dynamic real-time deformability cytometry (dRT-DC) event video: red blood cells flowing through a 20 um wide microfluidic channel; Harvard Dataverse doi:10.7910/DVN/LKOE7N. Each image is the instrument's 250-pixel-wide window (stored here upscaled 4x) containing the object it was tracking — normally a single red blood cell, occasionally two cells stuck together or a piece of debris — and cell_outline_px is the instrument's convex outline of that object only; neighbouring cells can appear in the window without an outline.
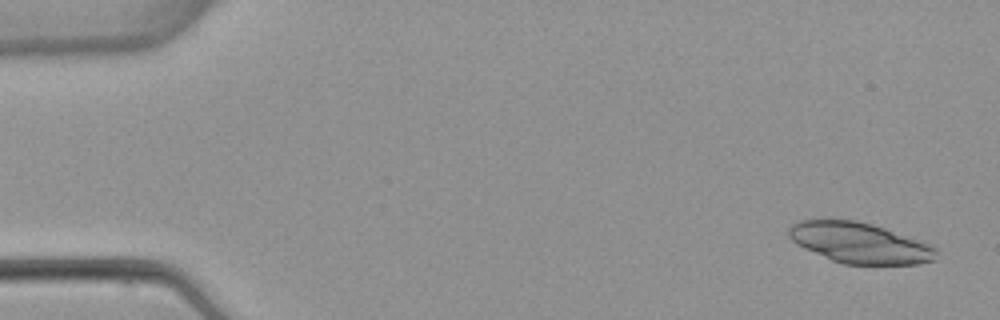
{"species": "common noctule bat (a hibernating species)", "species_latin": "Nyctalus noctula", "temperature_condition": "warm", "stored_images_in_passage": 7, "camera_frame_rate_fps": 3000, "um_per_image_px": 0.085, "animal": {"sex": "female", "body_mass_g": 22.7, "forearm_length_mm": 54.2}, "frame": {"image": 1, "passage_image": 1, "time_ms": 0.0, "image_size_px": [1000, 320], "cell_outline_px": [[940, 252], [936, 260], [920, 264], [844, 264], [832, 260], [804, 248], [796, 244], [788, 236], [788, 228], [792, 224], [800, 220], [856, 220], [872, 224], [884, 228], [928, 244], [936, 248]], "centroid_in_image_um": [73.08, 20.66], "position_along_channel_um": 11.9, "area_um2": 34.74}}
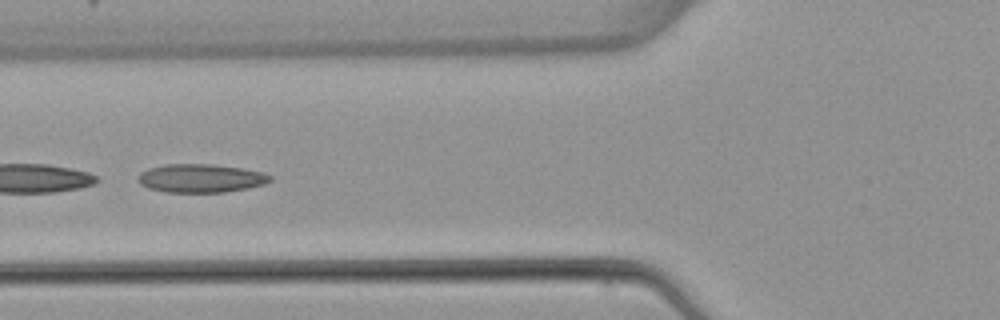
{"frame": {"image": 2, "passage_image": 6, "time_ms": 6.0, "image_size_px": [1000, 320], "cell_outline_px": [[272, 180], [264, 184], [248, 188], [224, 192], [164, 192], [148, 188], [140, 184], [136, 180], [136, 176], [140, 172], [148, 168], [164, 164], [212, 164], [244, 168], [264, 172], [272, 176]], "centroid_in_image_um": [17.04, 15.14], "position_along_channel_um": 108.8, "area_um2": 22.25}}
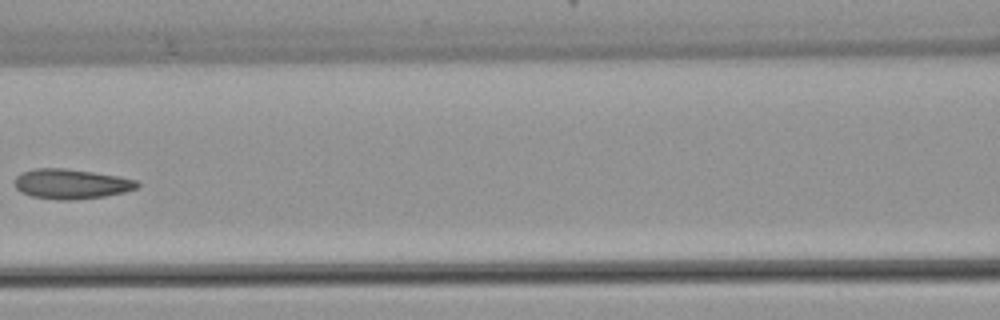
{"frame": {"image": 3, "passage_image": 7, "time_ms": 7.333, "image_size_px": [1000, 320], "cell_outline_px": [[140, 188], [124, 192], [104, 196], [72, 200], [56, 200], [32, 196], [20, 192], [16, 188], [16, 176], [20, 172], [36, 168], [64, 168], [92, 172], [116, 176], [136, 180], [140, 184]], "centroid_in_image_um": [6.05, 15.64], "position_along_channel_um": 160.6, "area_um2": 21.33}}